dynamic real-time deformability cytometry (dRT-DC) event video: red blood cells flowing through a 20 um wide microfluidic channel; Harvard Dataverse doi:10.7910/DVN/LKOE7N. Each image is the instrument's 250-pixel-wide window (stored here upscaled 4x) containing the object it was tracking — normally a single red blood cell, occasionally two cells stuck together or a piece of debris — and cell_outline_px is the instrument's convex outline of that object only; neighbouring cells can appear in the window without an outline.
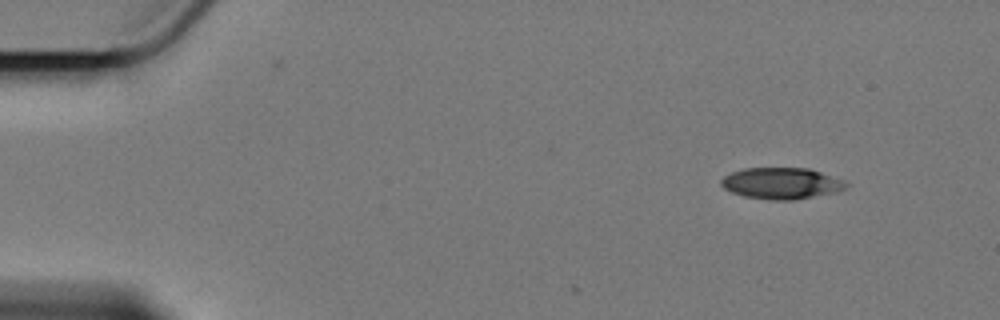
{"species": "Egyptian fruit bat (a non-hibernating species)", "species_latin": "Rousettus aegyptiacus", "temperature_condition": "cold", "stored_images_in_passage": 2, "camera_frame_rate_fps": 3000, "um_per_image_px": 0.085, "animal": {"sex": "female"}, "frame": {"image": 1, "passage_image": 2, "time_ms": 0.333, "image_size_px": [1000, 320], "cell_outline_px": [[848, 184], [844, 188], [836, 192], [792, 200], [772, 200], [744, 196], [732, 192], [724, 188], [720, 184], [720, 180], [724, 176], [732, 172], [744, 168], [808, 168], [844, 180]], "centroid_in_image_um": [66.4, 15.58], "position_along_channel_um": 18.6, "area_um2": 22.66}}